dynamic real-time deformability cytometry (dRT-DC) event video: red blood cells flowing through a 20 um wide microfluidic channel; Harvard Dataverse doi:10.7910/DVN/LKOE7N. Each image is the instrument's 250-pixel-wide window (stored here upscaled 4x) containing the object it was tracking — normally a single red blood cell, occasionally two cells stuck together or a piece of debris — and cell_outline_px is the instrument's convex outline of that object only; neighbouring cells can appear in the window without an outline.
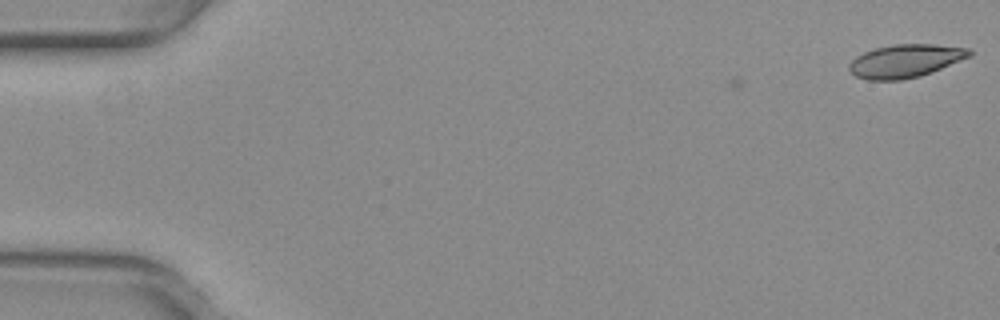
{"species": "common noctule bat (a hibernating species)", "species_latin": "Nyctalus noctula", "temperature_condition": "warm", "stored_images_in_passage": 5, "camera_frame_rate_fps": 3000, "um_per_image_px": 0.085, "animal": {"sex": "female", "body_mass_g": 29.2, "forearm_length_mm": 56.3}, "frame": {"image": 1, "passage_image": 1, "time_ms": 0.0, "image_size_px": [1000, 320], "cell_outline_px": [[972, 56], [932, 72], [920, 76], [900, 80], [868, 80], [856, 76], [848, 68], [848, 64], [856, 56], [864, 52], [876, 48], [892, 44], [936, 44], [972, 48]], "centroid_in_image_um": [76.99, 5.17], "position_along_channel_um": 8.0, "area_um2": 23.41}}